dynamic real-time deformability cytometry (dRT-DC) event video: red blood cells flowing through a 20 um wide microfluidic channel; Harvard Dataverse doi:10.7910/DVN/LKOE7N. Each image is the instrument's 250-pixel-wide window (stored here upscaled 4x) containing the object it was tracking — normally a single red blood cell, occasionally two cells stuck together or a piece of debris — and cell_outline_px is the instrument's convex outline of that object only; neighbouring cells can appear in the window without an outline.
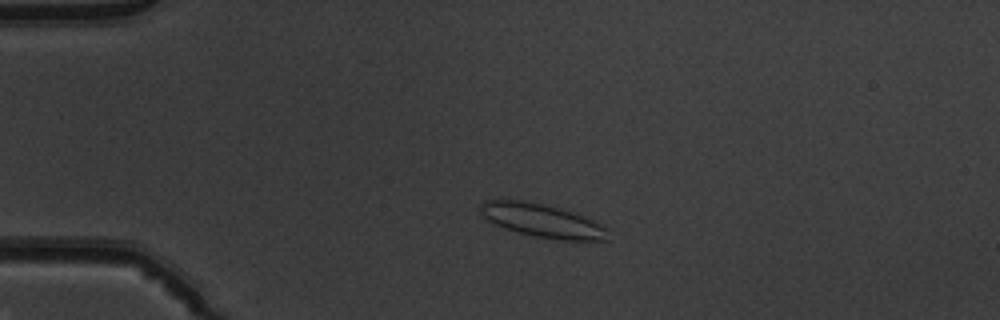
{"species": "common noctule bat (a hibernating species)", "species_latin": "Nyctalus noctula", "temperature_condition": "warm", "stored_images_in_passage": 40, "camera_frame_rate_fps": 3000, "um_per_image_px": 0.085, "animal": {"sex": "male", "body_mass_g": 19.5, "forearm_length_mm": 54.6}, "frame": {"image": 1, "passage_image": 1, "time_ms": 0.0, "image_size_px": [1000, 320], "cell_outline_px": [[608, 240], [560, 240], [536, 236], [504, 228], [488, 220], [480, 212], [480, 204], [484, 200], [500, 196], [524, 200], [572, 212], [584, 216], [608, 228]], "centroid_in_image_um": [46.01, 18.71], "position_along_channel_um": 39.0, "area_um2": 24.97}}
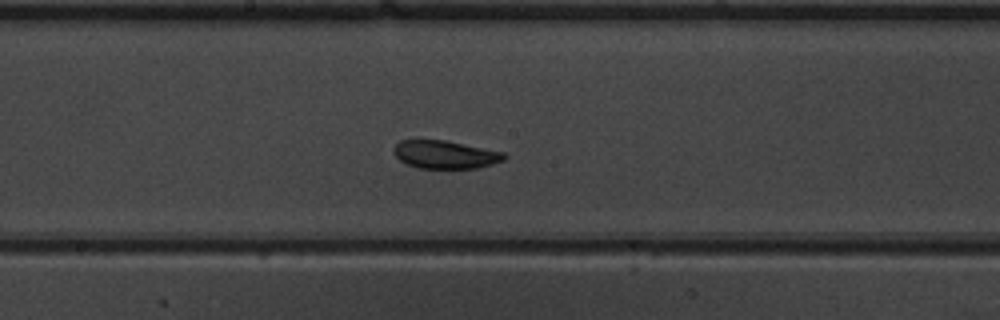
{"frame": {"image": 2, "passage_image": 17, "time_ms": 5.333, "image_size_px": [1000, 320], "cell_outline_px": [[508, 156], [504, 160], [492, 164], [476, 168], [416, 168], [400, 160], [392, 152], [392, 148], [400, 140], [444, 140], [504, 152]], "centroid_in_image_um": [37.83, 13.14], "position_along_channel_um": 210.4, "area_um2": 18.03}}
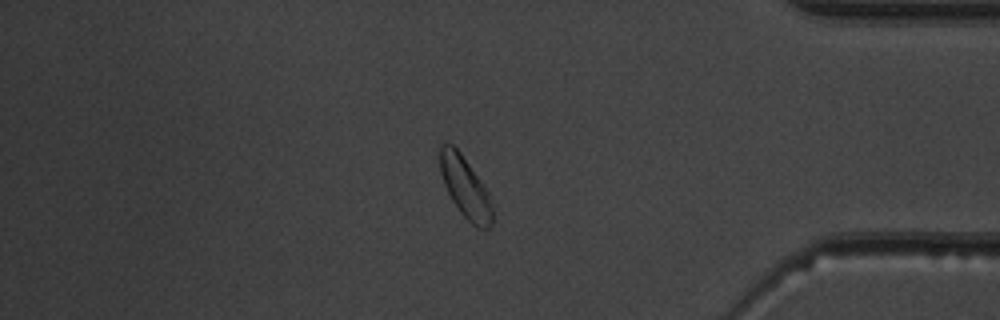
{"frame": {"image": 3, "passage_image": 33, "time_ms": 10.667, "image_size_px": [1000, 320], "cell_outline_px": [[492, 224], [488, 228], [476, 228], [460, 212], [452, 200], [444, 184], [440, 172], [440, 144], [452, 144], [460, 152], [484, 184], [492, 196]], "centroid_in_image_um": [39.57, 15.94], "position_along_channel_um": 395.6, "area_um2": 18.73}, "authors_computed_cell_mechanics": {"area_um2": 18.785, "velocity_mm_per_s": 3.9458, "shape_relaxation_time_tau1_ms": 6.5495, "shape_relaxation_time_tau2_ms": 1.2153, "deformation_change_tau1": 0.1487, "deformation_change_tau2": 0.0721}}